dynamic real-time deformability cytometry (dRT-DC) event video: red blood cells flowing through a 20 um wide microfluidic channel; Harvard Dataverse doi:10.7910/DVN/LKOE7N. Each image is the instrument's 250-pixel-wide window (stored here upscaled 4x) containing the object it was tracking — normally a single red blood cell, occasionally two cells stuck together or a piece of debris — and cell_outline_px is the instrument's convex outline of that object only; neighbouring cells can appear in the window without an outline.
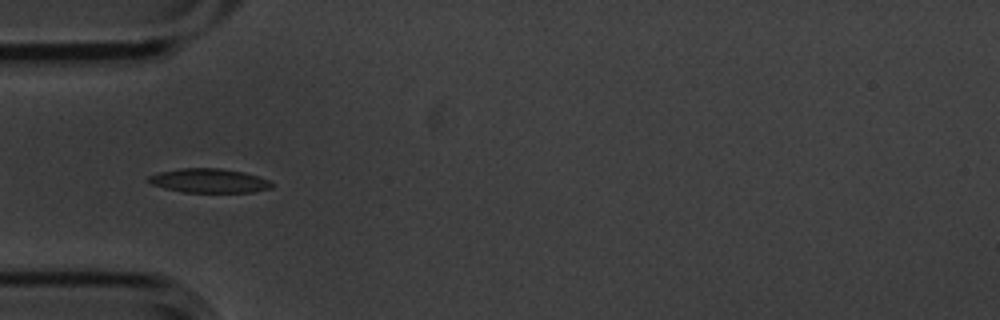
{"species": "common noctule bat (a hibernating species)", "species_latin": "Nyctalus noctula", "temperature_condition": "cold", "stored_images_in_passage": 20, "camera_frame_rate_fps": 3000, "um_per_image_px": 0.085, "animal": {"sex": "male", "body_mass_g": 20.1, "forearm_length_mm": 53.5}, "frame": {"image": 1, "passage_image": 4, "time_ms": 1.0, "image_size_px": [1000, 320], "cell_outline_px": [[272, 188], [252, 192], [184, 192], [164, 188], [152, 184], [148, 180], [148, 176], [160, 172], [180, 168], [220, 168], [244, 172], [268, 180], [272, 184]], "centroid_in_image_um": [17.76, 15.36], "position_along_channel_um": 67.2, "area_um2": 17.17}}